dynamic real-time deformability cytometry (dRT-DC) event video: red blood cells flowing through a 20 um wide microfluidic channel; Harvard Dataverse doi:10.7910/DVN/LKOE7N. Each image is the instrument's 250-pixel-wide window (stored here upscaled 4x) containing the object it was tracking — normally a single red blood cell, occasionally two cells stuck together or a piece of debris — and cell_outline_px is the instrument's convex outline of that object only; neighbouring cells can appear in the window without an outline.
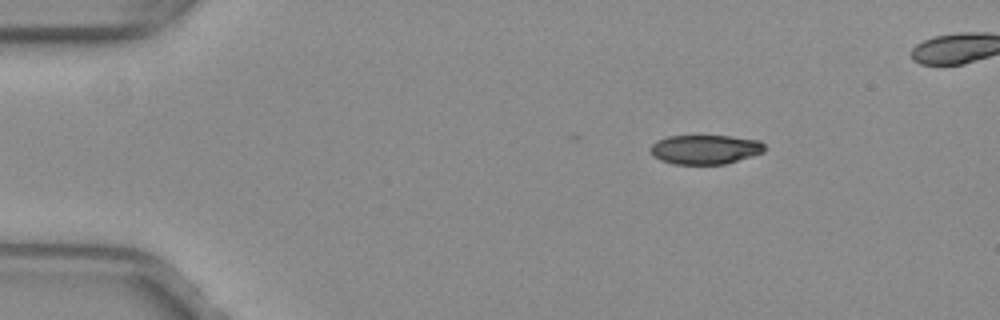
{"species": "common noctule bat (a hibernating species)", "species_latin": "Nyctalus noctula", "temperature_condition": "warm", "stored_images_in_passage": 39, "camera_frame_rate_fps": 3000, "um_per_image_px": 0.085, "animal": {"sex": "female", "body_mass_g": 29.2, "forearm_length_mm": 56.3}, "frame": {"image": 1, "passage_image": 2, "time_ms": 0.333, "image_size_px": [1000, 320], "cell_outline_px": [[764, 152], [752, 156], [724, 164], [676, 164], [660, 160], [652, 156], [648, 148], [656, 140], [668, 136], [732, 136], [760, 140], [764, 144]], "centroid_in_image_um": [59.91, 12.7], "position_along_channel_um": 25.1, "area_um2": 19.65}}
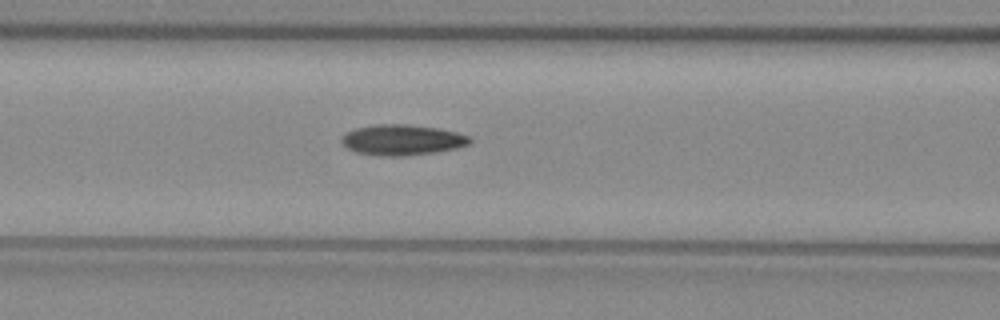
{"frame": {"image": 2, "passage_image": 16, "time_ms": 5.0, "image_size_px": [1000, 320], "cell_outline_px": [[472, 144], [456, 148], [436, 152], [404, 156], [376, 156], [356, 152], [348, 148], [340, 140], [340, 136], [356, 128], [376, 124], [404, 124], [440, 128], [472, 136]], "centroid_in_image_um": [34.22, 11.89], "position_along_channel_um": 132.4, "area_um2": 23.12}}
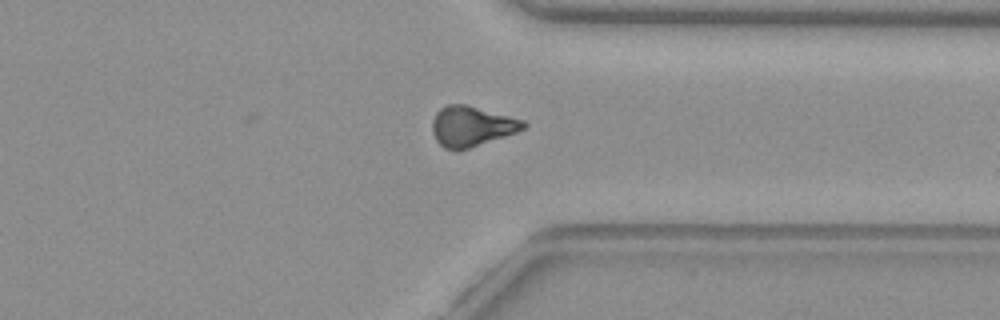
{"frame": {"image": 3, "passage_image": 34, "time_ms": 11.0, "image_size_px": [1000, 320], "cell_outline_px": [[528, 124], [524, 128], [516, 132], [456, 152], [444, 148], [436, 140], [432, 132], [432, 120], [436, 112], [440, 108], [448, 104], [468, 104], [524, 120]], "centroid_in_image_um": [40.06, 10.72], "position_along_channel_um": 371.3, "area_um2": 21.44}}